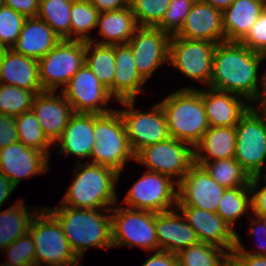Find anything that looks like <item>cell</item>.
<instances>
[{
    "instance_id": "obj_44",
    "label": "cell",
    "mask_w": 266,
    "mask_h": 266,
    "mask_svg": "<svg viewBox=\"0 0 266 266\" xmlns=\"http://www.w3.org/2000/svg\"><path fill=\"white\" fill-rule=\"evenodd\" d=\"M239 42L250 50L266 56V7Z\"/></svg>"
},
{
    "instance_id": "obj_42",
    "label": "cell",
    "mask_w": 266,
    "mask_h": 266,
    "mask_svg": "<svg viewBox=\"0 0 266 266\" xmlns=\"http://www.w3.org/2000/svg\"><path fill=\"white\" fill-rule=\"evenodd\" d=\"M195 1L196 0H171L168 10L157 28L168 33L170 36L176 35L182 28L184 20Z\"/></svg>"
},
{
    "instance_id": "obj_30",
    "label": "cell",
    "mask_w": 266,
    "mask_h": 266,
    "mask_svg": "<svg viewBox=\"0 0 266 266\" xmlns=\"http://www.w3.org/2000/svg\"><path fill=\"white\" fill-rule=\"evenodd\" d=\"M39 210L38 206L32 209L27 207L21 198L6 210L0 211V253L29 232L31 221Z\"/></svg>"
},
{
    "instance_id": "obj_40",
    "label": "cell",
    "mask_w": 266,
    "mask_h": 266,
    "mask_svg": "<svg viewBox=\"0 0 266 266\" xmlns=\"http://www.w3.org/2000/svg\"><path fill=\"white\" fill-rule=\"evenodd\" d=\"M26 17L12 8L2 5L0 7V46L11 49L18 40Z\"/></svg>"
},
{
    "instance_id": "obj_9",
    "label": "cell",
    "mask_w": 266,
    "mask_h": 266,
    "mask_svg": "<svg viewBox=\"0 0 266 266\" xmlns=\"http://www.w3.org/2000/svg\"><path fill=\"white\" fill-rule=\"evenodd\" d=\"M117 103L121 109H116L123 119L128 142L135 155L146 146L170 138L166 118L158 102L146 112L135 109L136 100H123Z\"/></svg>"
},
{
    "instance_id": "obj_28",
    "label": "cell",
    "mask_w": 266,
    "mask_h": 266,
    "mask_svg": "<svg viewBox=\"0 0 266 266\" xmlns=\"http://www.w3.org/2000/svg\"><path fill=\"white\" fill-rule=\"evenodd\" d=\"M266 7V0H235L222 12L226 41L239 42Z\"/></svg>"
},
{
    "instance_id": "obj_45",
    "label": "cell",
    "mask_w": 266,
    "mask_h": 266,
    "mask_svg": "<svg viewBox=\"0 0 266 266\" xmlns=\"http://www.w3.org/2000/svg\"><path fill=\"white\" fill-rule=\"evenodd\" d=\"M264 180V181H263ZM264 183V186L261 185ZM261 185V189L259 188ZM251 193V213L266 218V175L253 176L249 182Z\"/></svg>"
},
{
    "instance_id": "obj_24",
    "label": "cell",
    "mask_w": 266,
    "mask_h": 266,
    "mask_svg": "<svg viewBox=\"0 0 266 266\" xmlns=\"http://www.w3.org/2000/svg\"><path fill=\"white\" fill-rule=\"evenodd\" d=\"M115 74L113 97L117 102L137 100L144 93L146 81L137 71L131 47L128 44L115 45Z\"/></svg>"
},
{
    "instance_id": "obj_19",
    "label": "cell",
    "mask_w": 266,
    "mask_h": 266,
    "mask_svg": "<svg viewBox=\"0 0 266 266\" xmlns=\"http://www.w3.org/2000/svg\"><path fill=\"white\" fill-rule=\"evenodd\" d=\"M31 111L40 123L43 133L54 143L60 138L71 116V104L61 92L44 91L35 96Z\"/></svg>"
},
{
    "instance_id": "obj_38",
    "label": "cell",
    "mask_w": 266,
    "mask_h": 266,
    "mask_svg": "<svg viewBox=\"0 0 266 266\" xmlns=\"http://www.w3.org/2000/svg\"><path fill=\"white\" fill-rule=\"evenodd\" d=\"M41 92L44 90H26L0 84V113L15 117L31 111L35 96Z\"/></svg>"
},
{
    "instance_id": "obj_49",
    "label": "cell",
    "mask_w": 266,
    "mask_h": 266,
    "mask_svg": "<svg viewBox=\"0 0 266 266\" xmlns=\"http://www.w3.org/2000/svg\"><path fill=\"white\" fill-rule=\"evenodd\" d=\"M98 12L114 11L129 6L127 0H89Z\"/></svg>"
},
{
    "instance_id": "obj_33",
    "label": "cell",
    "mask_w": 266,
    "mask_h": 266,
    "mask_svg": "<svg viewBox=\"0 0 266 266\" xmlns=\"http://www.w3.org/2000/svg\"><path fill=\"white\" fill-rule=\"evenodd\" d=\"M249 210V211H248ZM251 212V193L249 186L227 188L219 201L216 213L233 230L237 219Z\"/></svg>"
},
{
    "instance_id": "obj_7",
    "label": "cell",
    "mask_w": 266,
    "mask_h": 266,
    "mask_svg": "<svg viewBox=\"0 0 266 266\" xmlns=\"http://www.w3.org/2000/svg\"><path fill=\"white\" fill-rule=\"evenodd\" d=\"M235 133V160L250 177L266 175V117L253 105L235 126Z\"/></svg>"
},
{
    "instance_id": "obj_48",
    "label": "cell",
    "mask_w": 266,
    "mask_h": 266,
    "mask_svg": "<svg viewBox=\"0 0 266 266\" xmlns=\"http://www.w3.org/2000/svg\"><path fill=\"white\" fill-rule=\"evenodd\" d=\"M141 266H179L177 254L157 250L153 251Z\"/></svg>"
},
{
    "instance_id": "obj_58",
    "label": "cell",
    "mask_w": 266,
    "mask_h": 266,
    "mask_svg": "<svg viewBox=\"0 0 266 266\" xmlns=\"http://www.w3.org/2000/svg\"><path fill=\"white\" fill-rule=\"evenodd\" d=\"M3 5V0H0V7Z\"/></svg>"
},
{
    "instance_id": "obj_13",
    "label": "cell",
    "mask_w": 266,
    "mask_h": 266,
    "mask_svg": "<svg viewBox=\"0 0 266 266\" xmlns=\"http://www.w3.org/2000/svg\"><path fill=\"white\" fill-rule=\"evenodd\" d=\"M178 184L170 177L146 170L121 201L124 207L165 212L177 207Z\"/></svg>"
},
{
    "instance_id": "obj_18",
    "label": "cell",
    "mask_w": 266,
    "mask_h": 266,
    "mask_svg": "<svg viewBox=\"0 0 266 266\" xmlns=\"http://www.w3.org/2000/svg\"><path fill=\"white\" fill-rule=\"evenodd\" d=\"M180 89H196L201 94L209 127H235L253 106L245 97L210 87Z\"/></svg>"
},
{
    "instance_id": "obj_26",
    "label": "cell",
    "mask_w": 266,
    "mask_h": 266,
    "mask_svg": "<svg viewBox=\"0 0 266 266\" xmlns=\"http://www.w3.org/2000/svg\"><path fill=\"white\" fill-rule=\"evenodd\" d=\"M61 38L38 17L26 18L18 40L12 46L16 53L39 60L52 50Z\"/></svg>"
},
{
    "instance_id": "obj_2",
    "label": "cell",
    "mask_w": 266,
    "mask_h": 266,
    "mask_svg": "<svg viewBox=\"0 0 266 266\" xmlns=\"http://www.w3.org/2000/svg\"><path fill=\"white\" fill-rule=\"evenodd\" d=\"M45 208L58 220L70 247L80 260H83L86 250L90 248H113L111 209L63 205Z\"/></svg>"
},
{
    "instance_id": "obj_23",
    "label": "cell",
    "mask_w": 266,
    "mask_h": 266,
    "mask_svg": "<svg viewBox=\"0 0 266 266\" xmlns=\"http://www.w3.org/2000/svg\"><path fill=\"white\" fill-rule=\"evenodd\" d=\"M155 228L159 250L177 254L200 242L195 230L187 223L177 207L155 213Z\"/></svg>"
},
{
    "instance_id": "obj_57",
    "label": "cell",
    "mask_w": 266,
    "mask_h": 266,
    "mask_svg": "<svg viewBox=\"0 0 266 266\" xmlns=\"http://www.w3.org/2000/svg\"><path fill=\"white\" fill-rule=\"evenodd\" d=\"M3 51H4V48L0 46V60H1V55Z\"/></svg>"
},
{
    "instance_id": "obj_14",
    "label": "cell",
    "mask_w": 266,
    "mask_h": 266,
    "mask_svg": "<svg viewBox=\"0 0 266 266\" xmlns=\"http://www.w3.org/2000/svg\"><path fill=\"white\" fill-rule=\"evenodd\" d=\"M71 104L74 113L106 114L115 107H108L115 98L84 63L70 81L60 90Z\"/></svg>"
},
{
    "instance_id": "obj_11",
    "label": "cell",
    "mask_w": 266,
    "mask_h": 266,
    "mask_svg": "<svg viewBox=\"0 0 266 266\" xmlns=\"http://www.w3.org/2000/svg\"><path fill=\"white\" fill-rule=\"evenodd\" d=\"M84 63L85 42L61 39L52 50L38 60L43 90H62Z\"/></svg>"
},
{
    "instance_id": "obj_1",
    "label": "cell",
    "mask_w": 266,
    "mask_h": 266,
    "mask_svg": "<svg viewBox=\"0 0 266 266\" xmlns=\"http://www.w3.org/2000/svg\"><path fill=\"white\" fill-rule=\"evenodd\" d=\"M264 60L265 55L250 50L241 42L218 43L213 53L209 87L245 97L255 105L266 83V71L263 74L259 71Z\"/></svg>"
},
{
    "instance_id": "obj_6",
    "label": "cell",
    "mask_w": 266,
    "mask_h": 266,
    "mask_svg": "<svg viewBox=\"0 0 266 266\" xmlns=\"http://www.w3.org/2000/svg\"><path fill=\"white\" fill-rule=\"evenodd\" d=\"M29 233L35 244V266H70L80 261L62 226L45 207L33 217Z\"/></svg>"
},
{
    "instance_id": "obj_12",
    "label": "cell",
    "mask_w": 266,
    "mask_h": 266,
    "mask_svg": "<svg viewBox=\"0 0 266 266\" xmlns=\"http://www.w3.org/2000/svg\"><path fill=\"white\" fill-rule=\"evenodd\" d=\"M216 43L171 36L168 64L186 79L209 87L213 73V53Z\"/></svg>"
},
{
    "instance_id": "obj_34",
    "label": "cell",
    "mask_w": 266,
    "mask_h": 266,
    "mask_svg": "<svg viewBox=\"0 0 266 266\" xmlns=\"http://www.w3.org/2000/svg\"><path fill=\"white\" fill-rule=\"evenodd\" d=\"M73 0H40L37 17L46 22L61 39H70Z\"/></svg>"
},
{
    "instance_id": "obj_43",
    "label": "cell",
    "mask_w": 266,
    "mask_h": 266,
    "mask_svg": "<svg viewBox=\"0 0 266 266\" xmlns=\"http://www.w3.org/2000/svg\"><path fill=\"white\" fill-rule=\"evenodd\" d=\"M250 217H248L250 219L249 225H251L249 226V233L250 237L256 236L257 242L254 246H257V249L256 247L255 250L254 248L253 250L247 249L245 245L242 244L243 242L238 234V231H236V246L233 253H247L252 255L266 256V218L258 217L253 214Z\"/></svg>"
},
{
    "instance_id": "obj_37",
    "label": "cell",
    "mask_w": 266,
    "mask_h": 266,
    "mask_svg": "<svg viewBox=\"0 0 266 266\" xmlns=\"http://www.w3.org/2000/svg\"><path fill=\"white\" fill-rule=\"evenodd\" d=\"M18 138L26 147L36 149L49 158L50 146H54L42 131L39 121L32 111L15 116Z\"/></svg>"
},
{
    "instance_id": "obj_32",
    "label": "cell",
    "mask_w": 266,
    "mask_h": 266,
    "mask_svg": "<svg viewBox=\"0 0 266 266\" xmlns=\"http://www.w3.org/2000/svg\"><path fill=\"white\" fill-rule=\"evenodd\" d=\"M195 163L202 165L212 179L226 189L249 186L251 177L235 158L216 161H195Z\"/></svg>"
},
{
    "instance_id": "obj_54",
    "label": "cell",
    "mask_w": 266,
    "mask_h": 266,
    "mask_svg": "<svg viewBox=\"0 0 266 266\" xmlns=\"http://www.w3.org/2000/svg\"><path fill=\"white\" fill-rule=\"evenodd\" d=\"M223 266H245L234 254H230L223 264Z\"/></svg>"
},
{
    "instance_id": "obj_21",
    "label": "cell",
    "mask_w": 266,
    "mask_h": 266,
    "mask_svg": "<svg viewBox=\"0 0 266 266\" xmlns=\"http://www.w3.org/2000/svg\"><path fill=\"white\" fill-rule=\"evenodd\" d=\"M176 36L189 40H204L216 44L226 41L222 11L205 3L203 0L195 1Z\"/></svg>"
},
{
    "instance_id": "obj_31",
    "label": "cell",
    "mask_w": 266,
    "mask_h": 266,
    "mask_svg": "<svg viewBox=\"0 0 266 266\" xmlns=\"http://www.w3.org/2000/svg\"><path fill=\"white\" fill-rule=\"evenodd\" d=\"M85 63L113 96L115 45L85 42Z\"/></svg>"
},
{
    "instance_id": "obj_20",
    "label": "cell",
    "mask_w": 266,
    "mask_h": 266,
    "mask_svg": "<svg viewBox=\"0 0 266 266\" xmlns=\"http://www.w3.org/2000/svg\"><path fill=\"white\" fill-rule=\"evenodd\" d=\"M195 230L200 242L217 245L230 254L236 246V230L217 213L196 207H177Z\"/></svg>"
},
{
    "instance_id": "obj_5",
    "label": "cell",
    "mask_w": 266,
    "mask_h": 266,
    "mask_svg": "<svg viewBox=\"0 0 266 266\" xmlns=\"http://www.w3.org/2000/svg\"><path fill=\"white\" fill-rule=\"evenodd\" d=\"M95 146L89 160L92 164L107 166L118 172V178L129 161H135L128 142L123 119L117 109L106 114H95Z\"/></svg>"
},
{
    "instance_id": "obj_39",
    "label": "cell",
    "mask_w": 266,
    "mask_h": 266,
    "mask_svg": "<svg viewBox=\"0 0 266 266\" xmlns=\"http://www.w3.org/2000/svg\"><path fill=\"white\" fill-rule=\"evenodd\" d=\"M171 0H132L129 5L138 26L157 27Z\"/></svg>"
},
{
    "instance_id": "obj_10",
    "label": "cell",
    "mask_w": 266,
    "mask_h": 266,
    "mask_svg": "<svg viewBox=\"0 0 266 266\" xmlns=\"http://www.w3.org/2000/svg\"><path fill=\"white\" fill-rule=\"evenodd\" d=\"M134 162L145 166L146 170L168 176L178 184L195 163L194 147L170 137L142 148Z\"/></svg>"
},
{
    "instance_id": "obj_47",
    "label": "cell",
    "mask_w": 266,
    "mask_h": 266,
    "mask_svg": "<svg viewBox=\"0 0 266 266\" xmlns=\"http://www.w3.org/2000/svg\"><path fill=\"white\" fill-rule=\"evenodd\" d=\"M40 0H3V5L23 14L26 18L37 17Z\"/></svg>"
},
{
    "instance_id": "obj_29",
    "label": "cell",
    "mask_w": 266,
    "mask_h": 266,
    "mask_svg": "<svg viewBox=\"0 0 266 266\" xmlns=\"http://www.w3.org/2000/svg\"><path fill=\"white\" fill-rule=\"evenodd\" d=\"M235 150V127H209L194 147L195 161L234 158Z\"/></svg>"
},
{
    "instance_id": "obj_56",
    "label": "cell",
    "mask_w": 266,
    "mask_h": 266,
    "mask_svg": "<svg viewBox=\"0 0 266 266\" xmlns=\"http://www.w3.org/2000/svg\"><path fill=\"white\" fill-rule=\"evenodd\" d=\"M0 266H16V265H11V264H9L7 262H4L3 264H0Z\"/></svg>"
},
{
    "instance_id": "obj_50",
    "label": "cell",
    "mask_w": 266,
    "mask_h": 266,
    "mask_svg": "<svg viewBox=\"0 0 266 266\" xmlns=\"http://www.w3.org/2000/svg\"><path fill=\"white\" fill-rule=\"evenodd\" d=\"M15 189L16 187L10 182V180L0 172V208L8 199H10V196Z\"/></svg>"
},
{
    "instance_id": "obj_22",
    "label": "cell",
    "mask_w": 266,
    "mask_h": 266,
    "mask_svg": "<svg viewBox=\"0 0 266 266\" xmlns=\"http://www.w3.org/2000/svg\"><path fill=\"white\" fill-rule=\"evenodd\" d=\"M94 123L95 113H74L62 135L54 143V146L57 144L58 147L57 153L63 154L65 158L69 155L76 156V163L89 159L95 146Z\"/></svg>"
},
{
    "instance_id": "obj_15",
    "label": "cell",
    "mask_w": 266,
    "mask_h": 266,
    "mask_svg": "<svg viewBox=\"0 0 266 266\" xmlns=\"http://www.w3.org/2000/svg\"><path fill=\"white\" fill-rule=\"evenodd\" d=\"M171 36L157 27L139 26L127 43L140 76L147 82L162 65L168 64Z\"/></svg>"
},
{
    "instance_id": "obj_52",
    "label": "cell",
    "mask_w": 266,
    "mask_h": 266,
    "mask_svg": "<svg viewBox=\"0 0 266 266\" xmlns=\"http://www.w3.org/2000/svg\"><path fill=\"white\" fill-rule=\"evenodd\" d=\"M205 3L211 5L212 7L224 11L226 10L235 0H203Z\"/></svg>"
},
{
    "instance_id": "obj_4",
    "label": "cell",
    "mask_w": 266,
    "mask_h": 266,
    "mask_svg": "<svg viewBox=\"0 0 266 266\" xmlns=\"http://www.w3.org/2000/svg\"><path fill=\"white\" fill-rule=\"evenodd\" d=\"M170 137L195 147L209 128L201 94L196 89L175 90L158 102Z\"/></svg>"
},
{
    "instance_id": "obj_25",
    "label": "cell",
    "mask_w": 266,
    "mask_h": 266,
    "mask_svg": "<svg viewBox=\"0 0 266 266\" xmlns=\"http://www.w3.org/2000/svg\"><path fill=\"white\" fill-rule=\"evenodd\" d=\"M0 84L26 90H43L38 60L4 49L0 60Z\"/></svg>"
},
{
    "instance_id": "obj_8",
    "label": "cell",
    "mask_w": 266,
    "mask_h": 266,
    "mask_svg": "<svg viewBox=\"0 0 266 266\" xmlns=\"http://www.w3.org/2000/svg\"><path fill=\"white\" fill-rule=\"evenodd\" d=\"M117 205L111 208L113 248L128 246L148 252L159 250L155 212Z\"/></svg>"
},
{
    "instance_id": "obj_51",
    "label": "cell",
    "mask_w": 266,
    "mask_h": 266,
    "mask_svg": "<svg viewBox=\"0 0 266 266\" xmlns=\"http://www.w3.org/2000/svg\"><path fill=\"white\" fill-rule=\"evenodd\" d=\"M245 266H266V256L233 253Z\"/></svg>"
},
{
    "instance_id": "obj_55",
    "label": "cell",
    "mask_w": 266,
    "mask_h": 266,
    "mask_svg": "<svg viewBox=\"0 0 266 266\" xmlns=\"http://www.w3.org/2000/svg\"><path fill=\"white\" fill-rule=\"evenodd\" d=\"M70 266H83V260H80L78 263L70 265Z\"/></svg>"
},
{
    "instance_id": "obj_35",
    "label": "cell",
    "mask_w": 266,
    "mask_h": 266,
    "mask_svg": "<svg viewBox=\"0 0 266 266\" xmlns=\"http://www.w3.org/2000/svg\"><path fill=\"white\" fill-rule=\"evenodd\" d=\"M70 40L92 41L90 32L97 28L98 10L89 0H73L71 6Z\"/></svg>"
},
{
    "instance_id": "obj_17",
    "label": "cell",
    "mask_w": 266,
    "mask_h": 266,
    "mask_svg": "<svg viewBox=\"0 0 266 266\" xmlns=\"http://www.w3.org/2000/svg\"><path fill=\"white\" fill-rule=\"evenodd\" d=\"M49 159L46 154L17 141L0 149V172L17 188L24 179L47 173Z\"/></svg>"
},
{
    "instance_id": "obj_3",
    "label": "cell",
    "mask_w": 266,
    "mask_h": 266,
    "mask_svg": "<svg viewBox=\"0 0 266 266\" xmlns=\"http://www.w3.org/2000/svg\"><path fill=\"white\" fill-rule=\"evenodd\" d=\"M73 180L59 205L85 209H111L119 203L118 172L88 162L76 163Z\"/></svg>"
},
{
    "instance_id": "obj_16",
    "label": "cell",
    "mask_w": 266,
    "mask_h": 266,
    "mask_svg": "<svg viewBox=\"0 0 266 266\" xmlns=\"http://www.w3.org/2000/svg\"><path fill=\"white\" fill-rule=\"evenodd\" d=\"M225 190L202 165L194 163L178 183L177 207H196L216 213Z\"/></svg>"
},
{
    "instance_id": "obj_27",
    "label": "cell",
    "mask_w": 266,
    "mask_h": 266,
    "mask_svg": "<svg viewBox=\"0 0 266 266\" xmlns=\"http://www.w3.org/2000/svg\"><path fill=\"white\" fill-rule=\"evenodd\" d=\"M138 27L130 5L119 10L100 12L97 23L100 38H93L92 42L104 45L127 44Z\"/></svg>"
},
{
    "instance_id": "obj_53",
    "label": "cell",
    "mask_w": 266,
    "mask_h": 266,
    "mask_svg": "<svg viewBox=\"0 0 266 266\" xmlns=\"http://www.w3.org/2000/svg\"><path fill=\"white\" fill-rule=\"evenodd\" d=\"M255 106L266 117V83L262 91V95Z\"/></svg>"
},
{
    "instance_id": "obj_36",
    "label": "cell",
    "mask_w": 266,
    "mask_h": 266,
    "mask_svg": "<svg viewBox=\"0 0 266 266\" xmlns=\"http://www.w3.org/2000/svg\"><path fill=\"white\" fill-rule=\"evenodd\" d=\"M230 253L213 244L199 242L177 253L179 266H223Z\"/></svg>"
},
{
    "instance_id": "obj_46",
    "label": "cell",
    "mask_w": 266,
    "mask_h": 266,
    "mask_svg": "<svg viewBox=\"0 0 266 266\" xmlns=\"http://www.w3.org/2000/svg\"><path fill=\"white\" fill-rule=\"evenodd\" d=\"M19 141L14 116L0 113V149Z\"/></svg>"
},
{
    "instance_id": "obj_41",
    "label": "cell",
    "mask_w": 266,
    "mask_h": 266,
    "mask_svg": "<svg viewBox=\"0 0 266 266\" xmlns=\"http://www.w3.org/2000/svg\"><path fill=\"white\" fill-rule=\"evenodd\" d=\"M6 262L16 266H35V244L28 232L5 248Z\"/></svg>"
}]
</instances>
